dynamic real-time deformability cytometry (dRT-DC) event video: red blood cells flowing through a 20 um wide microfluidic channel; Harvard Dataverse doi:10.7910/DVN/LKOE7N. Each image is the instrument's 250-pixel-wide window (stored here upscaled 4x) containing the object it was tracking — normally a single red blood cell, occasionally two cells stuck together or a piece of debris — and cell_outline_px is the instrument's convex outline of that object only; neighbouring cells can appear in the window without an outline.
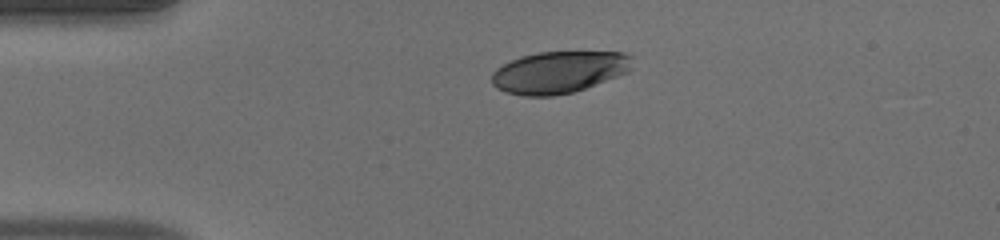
{"species": "human", "species_latin": "Homo sapiens", "temperature_condition": "warm", "stored_images_in_passage": 41, "camera_frame_rate_fps": 3000, "um_per_image_px": 0.085, "donor": {"sex": "male"}, "frame": {"image": 1, "passage_image": 1, "time_ms": 0.0, "image_size_px": [1000, 240], "cell_outline_px": [[632, 68], [628, 72], [584, 88], [572, 92], [552, 96], [524, 96], [508, 92], [496, 88], [492, 84], [492, 72], [496, 68], [512, 60], [524, 56], [540, 52], [624, 52], [632, 56]], "centroid_in_image_um": [47.52, 6.13], "position_along_channel_um": 37.5, "area_um2": 34.04}}
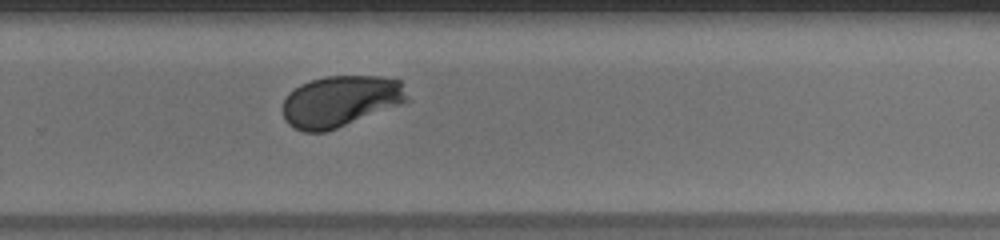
{"frame": {"image": 2, "passage_image": 24, "time_ms": 7.667, "image_size_px": [1000, 240], "cell_outline_px": [[412, 100], [336, 128], [324, 132], [304, 132], [288, 124], [284, 120], [280, 108], [288, 92], [300, 84], [324, 76], [380, 76], [400, 80]], "centroid_in_image_um": [28.92, 8.59], "position_along_channel_um": 300.9, "area_um2": 37.45}}
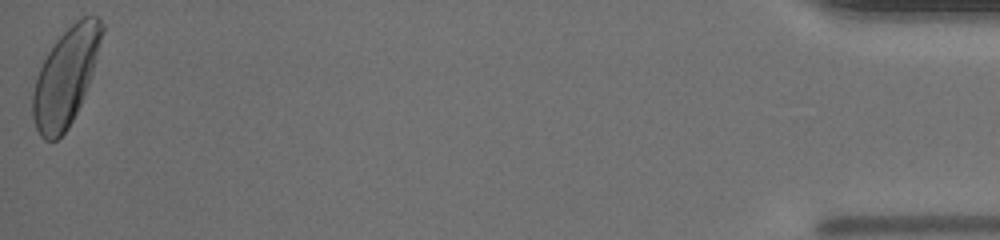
{"frame": {"image": 3, "passage_image": 41, "time_ms": 13.333, "image_size_px": [1000, 240], "cell_outline_px": [[104, 32], [92, 76], [80, 104], [68, 128], [56, 140], [44, 140], [40, 136], [36, 128], [32, 116], [32, 92], [36, 76], [48, 52], [56, 40], [76, 20], [84, 16], [100, 16], [104, 24]], "centroid_in_image_um": [5.6, 6.51], "position_along_channel_um": 429.6, "area_um2": 39.19}, "authors_computed_cell_mechanics": {"area_um2": 37.2232, "velocity_mm_per_s": 3.9507, "shape_relaxation_time_tau1_ms": 3.0331, "shape_relaxation_time_tau2_ms": null, "deformation_change_tau1": 0.1568, "deformation_change_tau2": null}}